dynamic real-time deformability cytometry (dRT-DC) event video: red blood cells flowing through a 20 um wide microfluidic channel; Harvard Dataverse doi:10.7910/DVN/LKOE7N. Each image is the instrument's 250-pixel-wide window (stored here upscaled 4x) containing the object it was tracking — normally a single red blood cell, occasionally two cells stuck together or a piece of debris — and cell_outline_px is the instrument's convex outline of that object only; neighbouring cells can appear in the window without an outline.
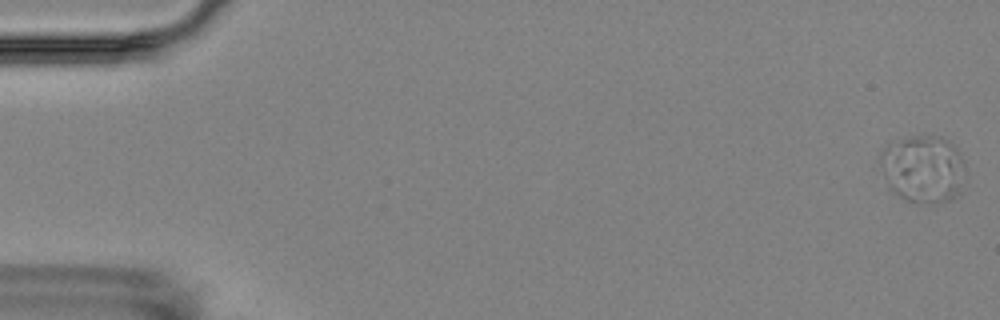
{"species": "Egyptian fruit bat (a non-hibernating species)", "species_latin": "Rousettus aegyptiacus", "temperature_condition": "room temperature", "stored_images_in_passage": 5, "camera_frame_rate_fps": 3000, "um_per_image_px": 0.085, "animal": {"sex": "female"}, "frame": {"image": 1, "passage_image": 1, "time_ms": 0.0, "image_size_px": [1000, 320], "cell_outline_px": [[964, 168], [956, 192], [952, 200], [908, 200], [900, 196], [888, 188], [884, 172], [884, 148], [888, 144], [900, 140], [916, 136], [940, 136], [948, 140], [956, 148], [964, 164]], "centroid_in_image_um": [78.47, 14.3], "position_along_channel_um": 6.5, "area_um2": 31.56}}
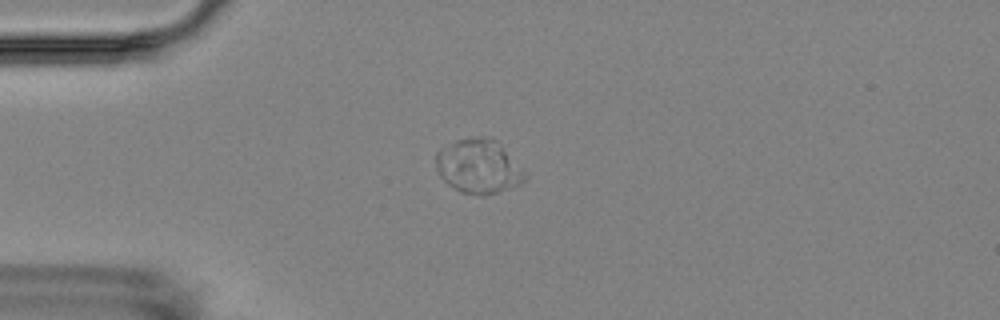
{"frame": {"image": 2, "passage_image": 5, "time_ms": 4.667, "image_size_px": [1000, 320], "cell_outline_px": [[524, 180], [520, 184], [496, 192], [460, 192], [448, 184], [440, 176], [436, 168], [436, 152], [440, 148], [456, 140], [496, 140], [500, 144], [524, 172]], "centroid_in_image_um": [40.62, 14.15], "position_along_channel_um": 44.4, "area_um2": 26.53}}